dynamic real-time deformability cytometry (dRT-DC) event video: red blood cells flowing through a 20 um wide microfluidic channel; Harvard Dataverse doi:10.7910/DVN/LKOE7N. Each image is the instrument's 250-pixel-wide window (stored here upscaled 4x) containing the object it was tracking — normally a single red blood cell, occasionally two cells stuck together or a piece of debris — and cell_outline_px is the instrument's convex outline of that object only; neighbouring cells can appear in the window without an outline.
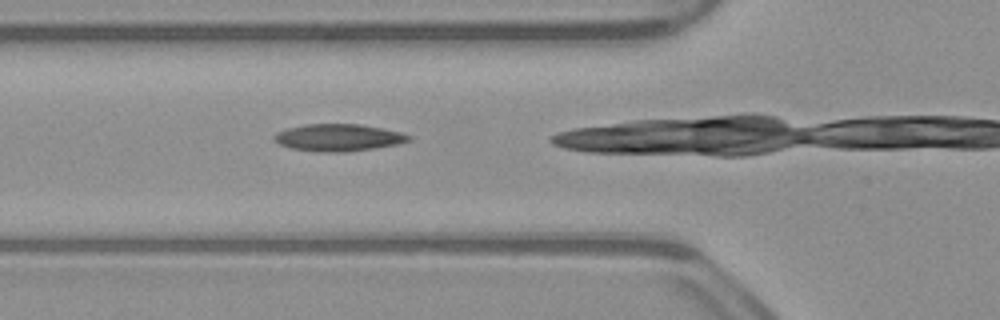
{"species": "common noctule bat (a hibernating species)", "species_latin": "Nyctalus noctula", "temperature_condition": "warm", "stored_images_in_passage": 12, "camera_frame_rate_fps": 3000, "um_per_image_px": 0.085, "animal": {"sex": "male", "body_mass_g": 23.1, "forearm_length_mm": 52.7}, "frame": {"image": 1, "passage_image": 3, "time_ms": 0.667, "image_size_px": [1000, 320], "cell_outline_px": [[412, 140], [400, 144], [344, 152], [320, 152], [292, 148], [280, 144], [276, 140], [276, 132], [288, 128], [308, 124], [360, 124], [400, 132], [412, 136]], "centroid_in_image_um": [28.82, 11.69], "position_along_channel_um": 97.0, "area_um2": 20.98}}